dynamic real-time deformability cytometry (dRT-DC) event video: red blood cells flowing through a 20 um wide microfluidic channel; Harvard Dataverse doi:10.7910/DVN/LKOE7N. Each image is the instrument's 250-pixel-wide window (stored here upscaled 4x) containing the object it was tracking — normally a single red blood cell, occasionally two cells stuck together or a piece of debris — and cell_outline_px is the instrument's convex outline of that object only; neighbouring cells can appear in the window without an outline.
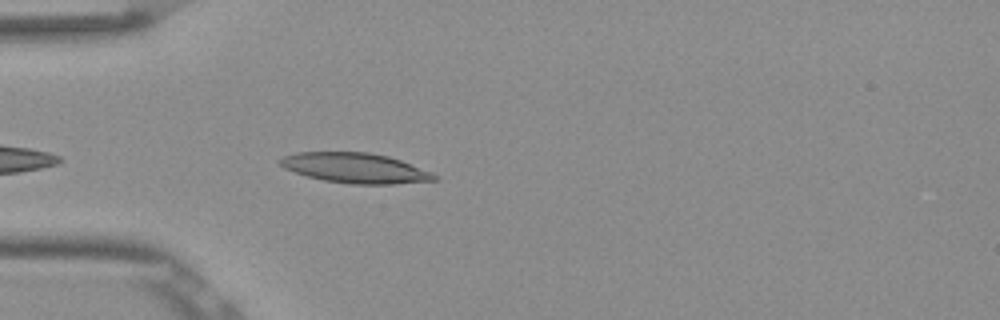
{"species": "Egyptian fruit bat (a non-hibernating species)", "species_latin": "Rousettus aegyptiacus", "temperature_condition": "room temperature", "stored_images_in_passage": 39, "camera_frame_rate_fps": 3000, "um_per_image_px": 0.085, "frame": {"image": 1, "passage_image": 4, "time_ms": 1.0, "image_size_px": [1000, 320], "cell_outline_px": [[440, 180], [396, 184], [352, 184], [324, 180], [308, 176], [284, 168], [276, 160], [284, 156], [296, 152], [368, 152], [388, 156], [400, 160], [432, 172]], "centroid_in_image_um": [30.21, 14.28], "position_along_channel_um": 54.8, "area_um2": 26.99}}
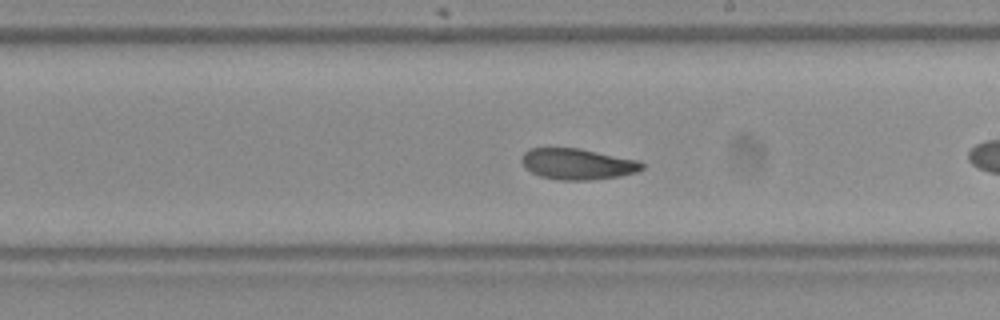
{"frame": {"image": 2, "passage_image": 16, "time_ms": 5.0, "image_size_px": [1000, 320], "cell_outline_px": [[644, 168], [636, 172], [620, 176], [592, 180], [560, 180], [540, 176], [524, 168], [520, 160], [524, 152], [528, 148], [580, 148], [640, 160], [644, 164]], "centroid_in_image_um": [49.09, 13.93], "position_along_channel_um": 239.9, "area_um2": 22.02}}
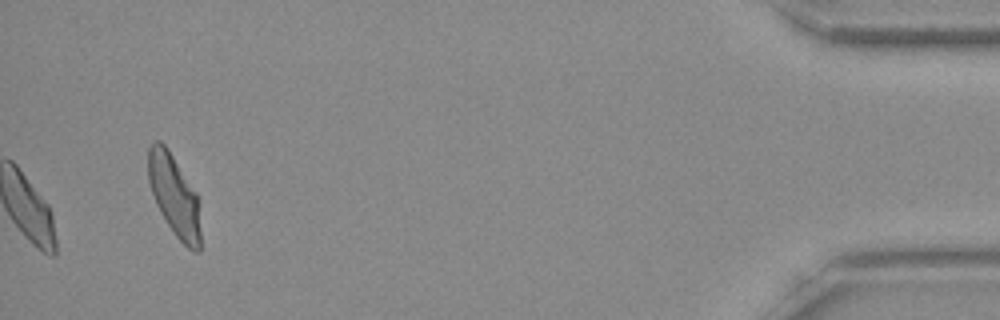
{"frame": {"image": 3, "passage_image": 39, "time_ms": 12.667, "image_size_px": [1000, 320], "cell_outline_px": [[200, 252], [196, 252], [188, 248], [176, 236], [160, 212], [156, 204], [148, 180], [148, 144], [156, 140], [160, 140], [168, 148], [196, 192], [200, 232]], "centroid_in_image_um": [14.78, 16.58], "position_along_channel_um": 420.4, "area_um2": 24.62}, "authors_computed_cell_mechanics": {"area_um2": 22.1952, "velocity_mm_per_s": 3.8246, "shape_relaxation_time_tau1_ms": null, "shape_relaxation_time_tau2_ms": 3.7546, "deformation_change_tau1": null, "deformation_change_tau2": 0.0723}}